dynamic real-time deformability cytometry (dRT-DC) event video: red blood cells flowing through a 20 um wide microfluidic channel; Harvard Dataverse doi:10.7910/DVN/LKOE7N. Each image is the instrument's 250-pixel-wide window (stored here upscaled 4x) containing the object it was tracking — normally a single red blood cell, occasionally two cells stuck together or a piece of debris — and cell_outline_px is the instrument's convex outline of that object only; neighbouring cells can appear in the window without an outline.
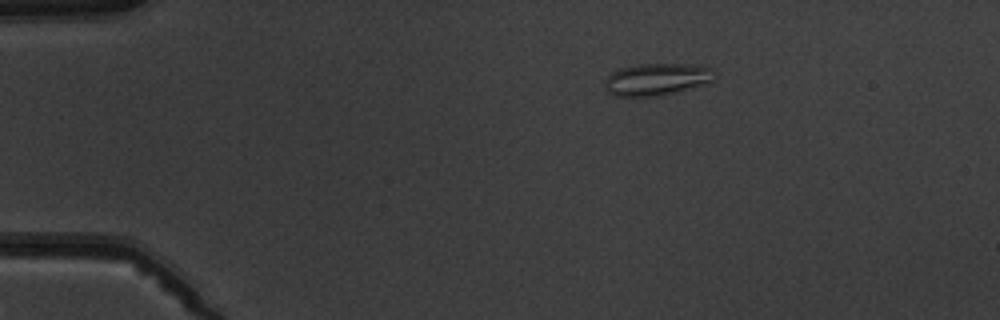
{"species": "common noctule bat (a hibernating species)", "species_latin": "Nyctalus noctula", "temperature_condition": "warm", "stored_images_in_passage": 6, "camera_frame_rate_fps": 3000, "um_per_image_px": 0.085, "animal": {"sex": "male", "body_mass_g": 19.5, "forearm_length_mm": 54.6}, "frame": {"image": 1, "passage_image": 1, "time_ms": 0.0, "image_size_px": [1000, 320], "cell_outline_px": [[712, 80], [704, 84], [676, 92], [660, 96], [616, 96], [608, 92], [604, 84], [608, 76], [612, 72], [620, 68], [640, 64], [692, 64], [712, 68]], "centroid_in_image_um": [55.79, 6.74], "position_along_channel_um": 29.2, "area_um2": 20.29}}
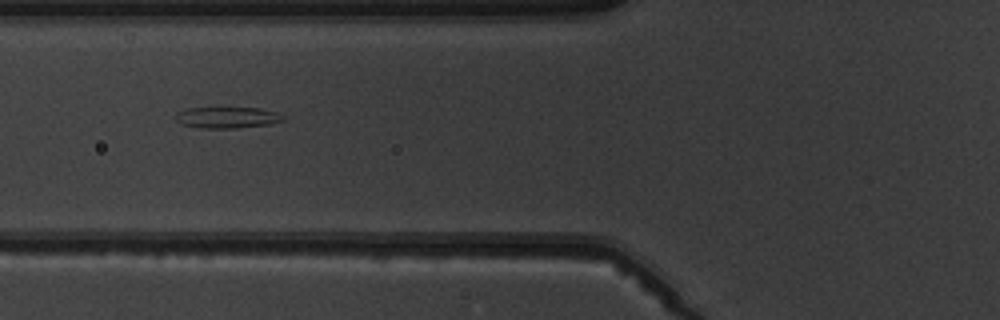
{"frame": {"image": 2, "passage_image": 4, "time_ms": 3.667, "image_size_px": [1000, 320], "cell_outline_px": [[284, 120], [268, 124], [236, 128], [200, 128], [180, 124], [176, 120], [176, 112], [188, 108], [220, 104], [260, 108], [276, 112], [284, 116]], "centroid_in_image_um": [19.26, 9.92], "position_along_channel_um": 106.5, "area_um2": 14.28}}
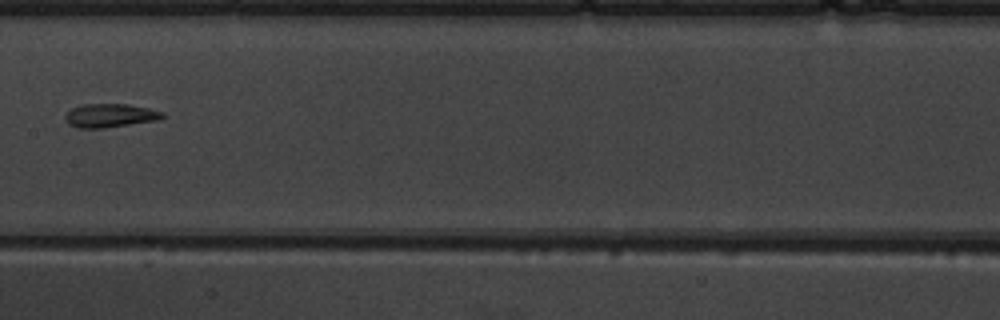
{"frame": {"image": 3, "passage_image": 6, "time_ms": 6.0, "image_size_px": [1000, 320], "cell_outline_px": [[168, 116], [160, 120], [104, 128], [76, 128], [68, 124], [64, 120], [64, 116], [72, 108], [80, 104], [128, 104], [148, 108], [164, 112]], "centroid_in_image_um": [9.38, 9.82], "position_along_channel_um": 198.0, "area_um2": 13.7}}